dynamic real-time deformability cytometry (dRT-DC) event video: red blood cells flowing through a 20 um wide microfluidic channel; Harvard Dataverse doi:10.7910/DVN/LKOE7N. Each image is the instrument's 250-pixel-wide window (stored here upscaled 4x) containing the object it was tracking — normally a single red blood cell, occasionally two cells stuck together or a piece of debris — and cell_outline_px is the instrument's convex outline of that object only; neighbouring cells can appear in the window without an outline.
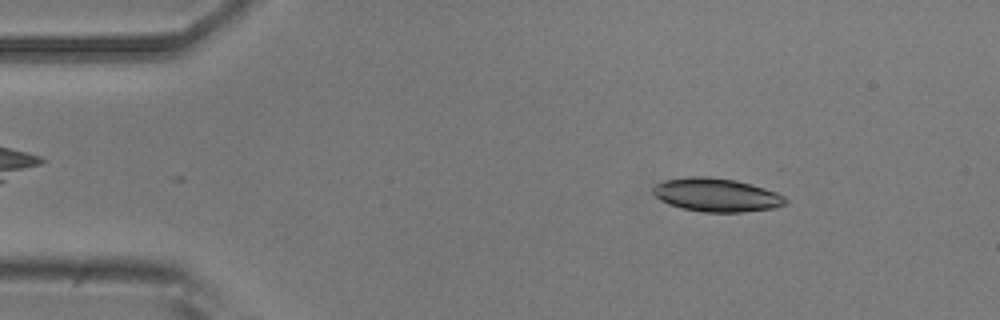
{"species": "common noctule bat (a hibernating species)", "species_latin": "Nyctalus noctula", "temperature_condition": "room temperature", "stored_images_in_passage": 50, "camera_frame_rate_fps": 3000, "um_per_image_px": 0.085, "animal": {"sex": "male", "body_mass_g": 20.5, "forearm_length_mm": 52.5}, "frame": {"image": 1, "passage_image": 4, "time_ms": 1.0, "image_size_px": [1000, 320], "cell_outline_px": [[788, 204], [776, 208], [744, 212], [704, 212], [684, 208], [668, 204], [660, 200], [652, 192], [652, 188], [656, 184], [664, 180], [688, 176], [708, 176], [736, 180], [764, 188], [776, 192], [784, 196], [788, 200]], "centroid_in_image_um": [60.92, 16.57], "position_along_channel_um": 24.1, "area_um2": 26.01}}
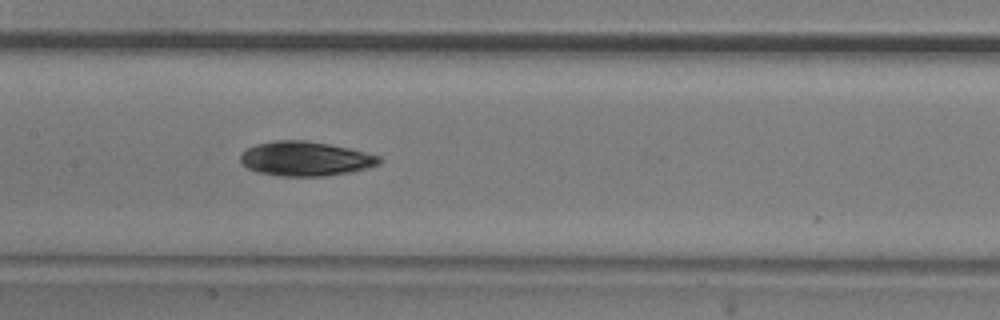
{"frame": {"image": 2, "passage_image": 22, "time_ms": 7.0, "image_size_px": [1000, 320], "cell_outline_px": [[380, 164], [368, 168], [352, 172], [324, 176], [280, 176], [256, 172], [248, 168], [240, 160], [240, 156], [248, 148], [256, 144], [272, 140], [304, 140], [328, 144], [348, 148], [380, 156]], "centroid_in_image_um": [25.96, 13.49], "position_along_channel_um": 181.4, "area_um2": 27.8}}
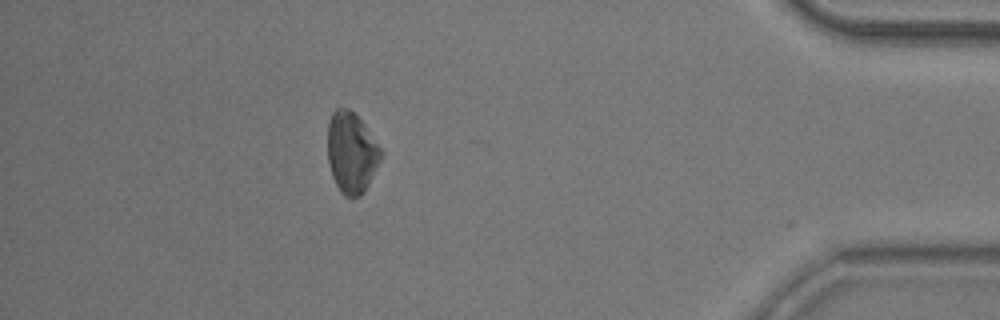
{"frame": {"image": 3, "passage_image": 44, "time_ms": 14.333, "image_size_px": [1000, 320], "cell_outline_px": [[384, 152], [364, 192], [360, 196], [344, 196], [340, 192], [332, 176], [328, 160], [328, 120], [332, 112], [336, 108], [348, 108], [364, 124]], "centroid_in_image_um": [29.87, 12.96], "position_along_channel_um": 405.3, "area_um2": 24.97}, "authors_computed_cell_mechanics": {"area_um2": 26.4724, "velocity_mm_per_s": 3.7091, "shape_relaxation_time_tau1_ms": 2.9699, "shape_relaxation_time_tau2_ms": null, "deformation_change_tau1": 0.0796, "deformation_change_tau2": null}}